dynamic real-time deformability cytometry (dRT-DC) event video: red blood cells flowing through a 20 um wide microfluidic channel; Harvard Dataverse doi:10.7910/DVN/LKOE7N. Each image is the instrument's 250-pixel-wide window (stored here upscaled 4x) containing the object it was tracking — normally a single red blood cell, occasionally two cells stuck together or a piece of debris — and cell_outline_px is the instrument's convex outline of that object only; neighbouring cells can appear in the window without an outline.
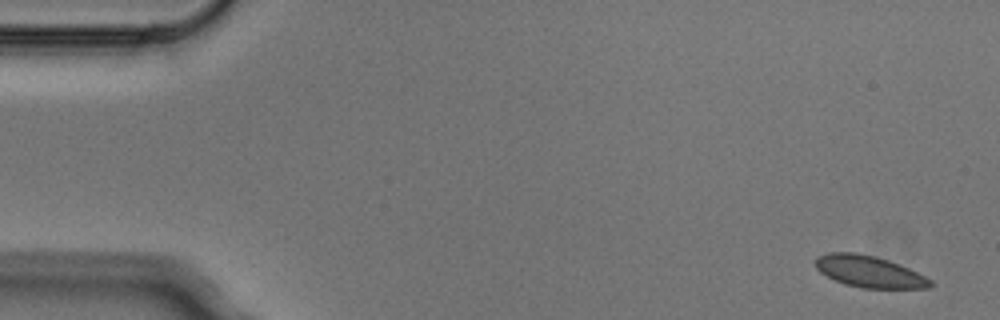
{"species": "Egyptian fruit bat (a non-hibernating species)", "species_latin": "Rousettus aegyptiacus", "temperature_condition": "cold", "stored_images_in_passage": 6, "camera_frame_rate_fps": 3000, "um_per_image_px": 0.085, "animal": {"sex": "male"}, "frame": {"image": 1, "passage_image": 1, "time_ms": 0.0, "image_size_px": [1000, 320], "cell_outline_px": [[932, 284], [928, 288], [860, 288], [844, 284], [820, 272], [816, 268], [816, 256], [828, 252], [856, 252], [888, 260], [908, 268], [932, 280]], "centroid_in_image_um": [73.85, 23.08], "position_along_channel_um": 11.1, "area_um2": 20.98}}
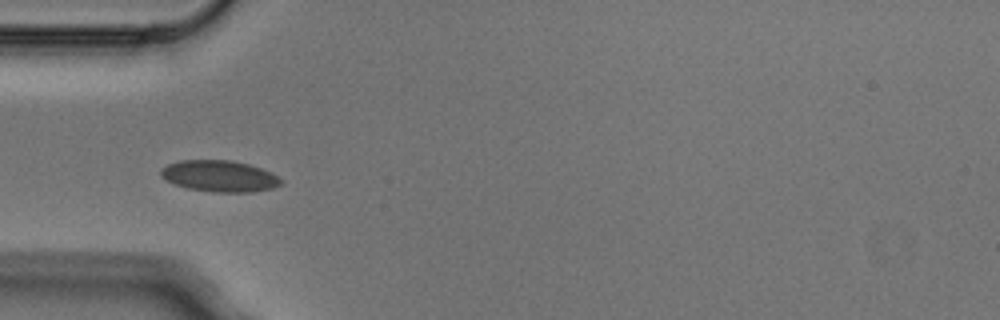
{"frame": {"image": 2, "passage_image": 5, "time_ms": 1.333, "image_size_px": [1000, 320], "cell_outline_px": [[284, 184], [272, 188], [252, 192], [212, 192], [188, 188], [164, 180], [160, 176], [160, 172], [168, 164], [180, 160], [232, 160], [248, 164], [272, 172], [284, 180]], "centroid_in_image_um": [18.7, 14.97], "position_along_channel_um": 66.3, "area_um2": 22.08}}
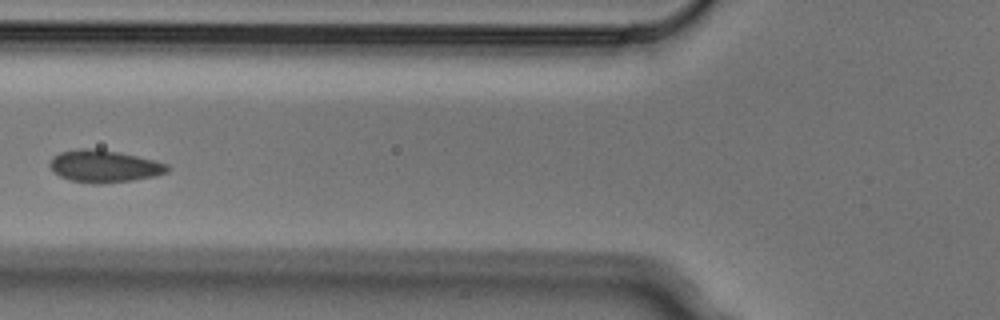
{"frame": {"image": 3, "passage_image": 6, "time_ms": 1.667, "image_size_px": [1000, 320], "cell_outline_px": [[172, 168], [168, 172], [156, 176], [132, 180], [100, 184], [96, 184], [68, 180], [60, 176], [48, 164], [52, 156], [60, 152], [76, 148], [96, 148], [120, 152], [156, 160], [168, 164]], "centroid_in_image_um": [8.88, 14.12], "position_along_channel_um": 116.9, "area_um2": 22.43}}